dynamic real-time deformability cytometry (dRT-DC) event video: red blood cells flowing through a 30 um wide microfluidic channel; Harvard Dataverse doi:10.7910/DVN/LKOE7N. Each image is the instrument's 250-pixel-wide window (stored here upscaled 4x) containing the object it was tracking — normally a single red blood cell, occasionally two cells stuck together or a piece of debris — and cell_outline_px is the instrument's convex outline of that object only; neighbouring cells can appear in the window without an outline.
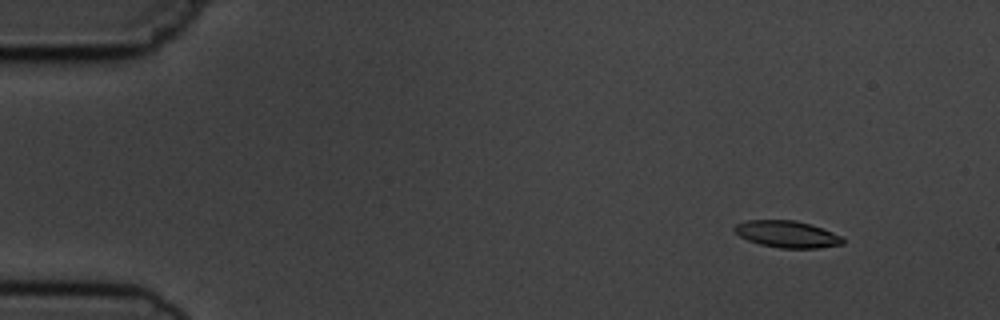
{"species": "common noctule bat (a hibernating species)", "species_latin": "Nyctalus noctula", "temperature_condition": "cold", "stored_images_in_passage": 5, "camera_frame_rate_fps": 3000, "um_per_image_px": 0.085, "animal": {"sex": "male", "body_mass_g": 19.5, "forearm_length_mm": 54.6}, "frame": {"image": 1, "passage_image": 2, "time_ms": 1.333, "image_size_px": [1000, 320], "cell_outline_px": [[844, 244], [820, 248], [780, 248], [760, 244], [748, 240], [740, 236], [732, 228], [736, 224], [748, 220], [796, 220], [832, 232], [840, 236], [844, 240]], "centroid_in_image_um": [66.89, 19.91], "position_along_channel_um": 18.1, "area_um2": 16.76}}
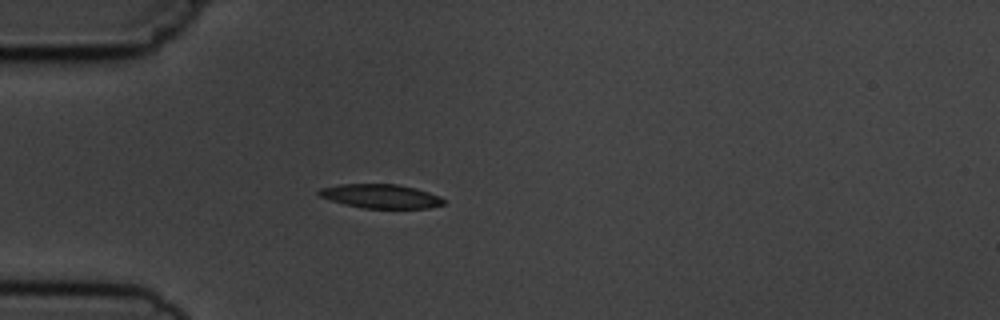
{"frame": {"image": 2, "passage_image": 5, "time_ms": 4.667, "image_size_px": [1000, 320], "cell_outline_px": [[444, 204], [428, 208], [364, 208], [344, 204], [320, 196], [316, 192], [320, 188], [340, 184], [396, 184], [416, 188], [440, 196], [444, 200]], "centroid_in_image_um": [32.36, 16.67], "position_along_channel_um": 52.6, "area_um2": 17.34}}